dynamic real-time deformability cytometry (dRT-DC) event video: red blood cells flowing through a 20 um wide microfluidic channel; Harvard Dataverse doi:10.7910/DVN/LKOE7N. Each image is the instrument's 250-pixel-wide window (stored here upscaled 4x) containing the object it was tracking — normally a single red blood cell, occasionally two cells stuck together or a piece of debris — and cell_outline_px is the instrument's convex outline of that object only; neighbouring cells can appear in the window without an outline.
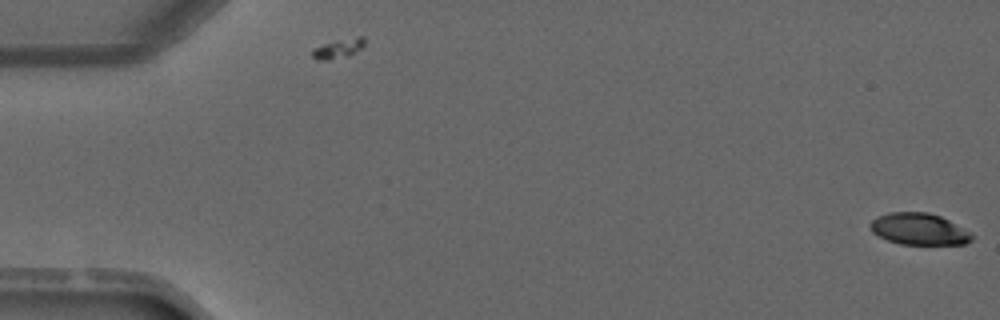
{"species": "common noctule bat (a hibernating species)", "species_latin": "Nyctalus noctula", "temperature_condition": "warm", "stored_images_in_passage": 5, "camera_frame_rate_fps": 3000, "um_per_image_px": 0.085, "animal": {"sex": "male", "forearm_length_mm": 52.5}, "frame": {"image": 1, "passage_image": 1, "time_ms": 0.0, "image_size_px": [1000, 320], "cell_outline_px": [[972, 240], [964, 244], [900, 244], [888, 240], [872, 232], [868, 224], [876, 216], [892, 212], [928, 212], [940, 216], [948, 220], [968, 232], [972, 236]], "centroid_in_image_um": [78.06, 19.46], "position_along_channel_um": 6.9, "area_um2": 18.5}}
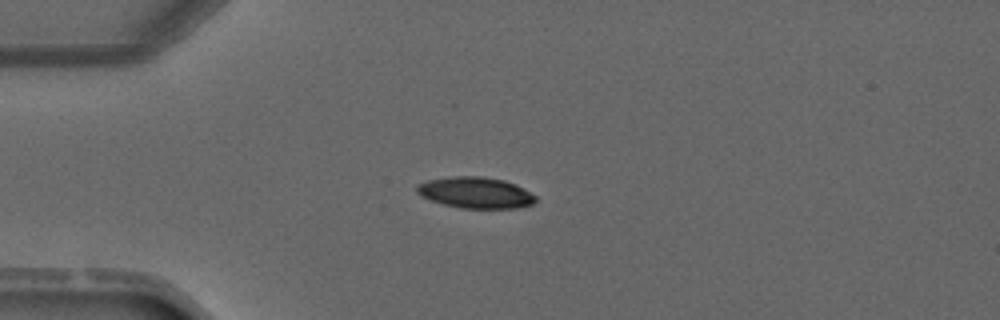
{"frame": {"image": 2, "passage_image": 4, "time_ms": 3.667, "image_size_px": [1000, 320], "cell_outline_px": [[536, 200], [532, 204], [516, 208], [460, 208], [444, 204], [420, 196], [416, 192], [416, 184], [428, 180], [452, 176], [480, 176], [504, 180], [516, 184], [524, 188], [536, 196]], "centroid_in_image_um": [40.41, 16.37], "position_along_channel_um": 44.6, "area_um2": 21.62}}